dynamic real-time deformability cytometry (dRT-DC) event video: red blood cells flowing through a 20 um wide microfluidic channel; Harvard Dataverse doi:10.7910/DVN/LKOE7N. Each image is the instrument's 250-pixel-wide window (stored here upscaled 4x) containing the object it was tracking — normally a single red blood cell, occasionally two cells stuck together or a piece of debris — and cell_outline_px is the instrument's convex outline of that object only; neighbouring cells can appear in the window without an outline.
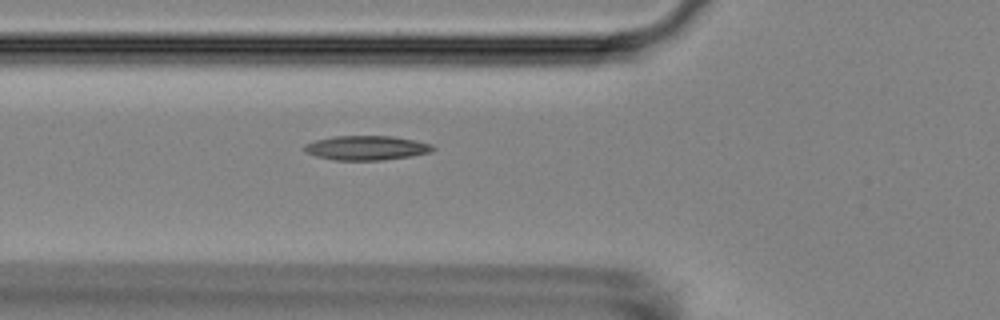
{"species": "Egyptian fruit bat (a non-hibernating species)", "species_latin": "Rousettus aegyptiacus", "temperature_condition": "room temperature", "stored_images_in_passage": 6, "camera_frame_rate_fps": 3000, "um_per_image_px": 0.085, "animal": {"sex": "female"}, "frame": {"image": 1, "passage_image": 6, "time_ms": 6.0, "image_size_px": [1000, 320], "cell_outline_px": [[436, 148], [432, 152], [408, 156], [380, 160], [336, 160], [316, 156], [304, 152], [304, 144], [316, 140], [332, 136], [392, 136], [416, 140], [432, 144]], "centroid_in_image_um": [31.15, 12.56], "position_along_channel_um": 94.7, "area_um2": 18.26}}